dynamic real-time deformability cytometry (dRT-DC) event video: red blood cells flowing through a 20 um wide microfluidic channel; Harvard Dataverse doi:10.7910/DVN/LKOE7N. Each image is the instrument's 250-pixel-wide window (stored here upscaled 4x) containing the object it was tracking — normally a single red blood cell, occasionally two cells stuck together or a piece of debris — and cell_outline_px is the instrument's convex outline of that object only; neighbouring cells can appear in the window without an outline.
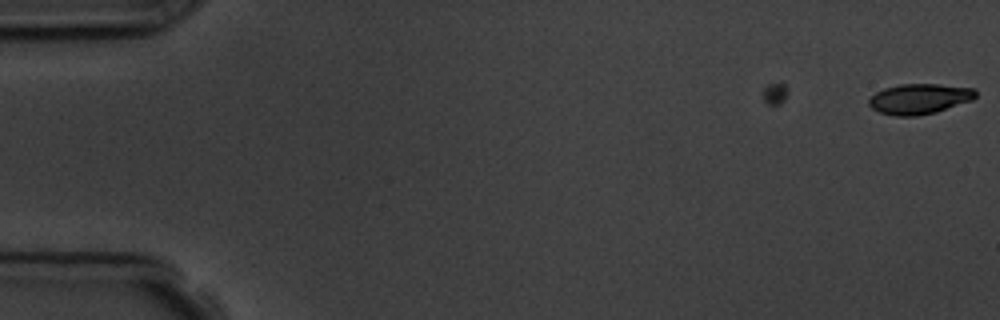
{"species": "common noctule bat (a hibernating species)", "species_latin": "Nyctalus noctula", "temperature_condition": "room temperature", "stored_images_in_passage": 5, "camera_frame_rate_fps": 3000, "um_per_image_px": 0.085, "animal": {"sex": "male", "body_mass_g": 19.5, "forearm_length_mm": 54.6}, "frame": {"image": 1, "passage_image": 1, "time_ms": 0.0, "image_size_px": [1000, 320], "cell_outline_px": [[976, 96], [972, 100], [936, 112], [916, 116], [896, 116], [880, 112], [872, 108], [868, 104], [868, 100], [876, 92], [884, 88], [900, 84], [936, 84], [976, 88]], "centroid_in_image_um": [78.15, 8.4], "position_along_channel_um": 6.8, "area_um2": 18.84}}
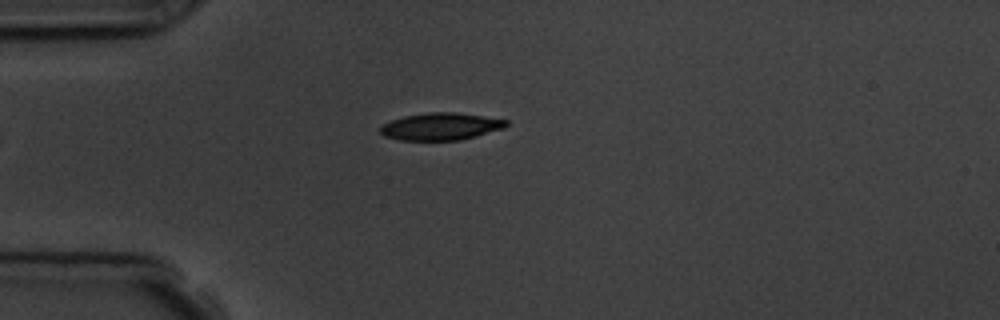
{"frame": {"image": 2, "passage_image": 5, "time_ms": 4.667, "image_size_px": [1000, 320], "cell_outline_px": [[508, 124], [504, 128], [476, 136], [460, 140], [400, 140], [384, 136], [380, 132], [380, 124], [404, 116], [428, 112], [456, 112], [508, 120]], "centroid_in_image_um": [37.44, 10.75], "position_along_channel_um": 47.6, "area_um2": 20.0}}